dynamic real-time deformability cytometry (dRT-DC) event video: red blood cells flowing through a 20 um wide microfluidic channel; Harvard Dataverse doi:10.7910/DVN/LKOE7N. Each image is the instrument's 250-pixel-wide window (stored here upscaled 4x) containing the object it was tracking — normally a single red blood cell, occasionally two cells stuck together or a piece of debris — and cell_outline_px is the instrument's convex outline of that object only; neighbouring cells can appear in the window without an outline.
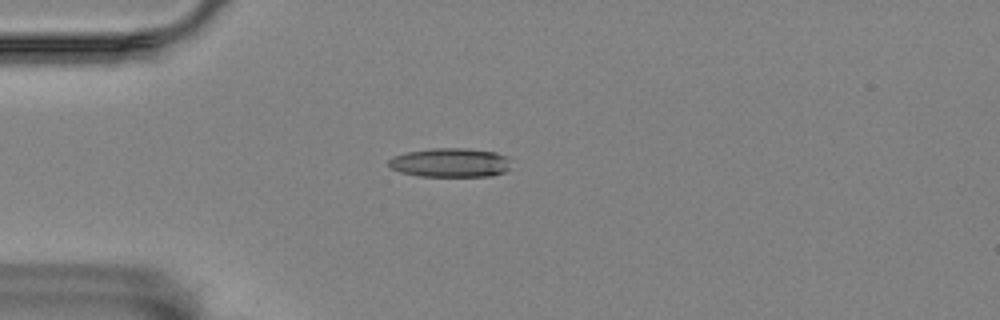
{"species": "Egyptian fruit bat (a non-hibernating species)", "species_latin": "Rousettus aegyptiacus", "temperature_condition": "room temperature", "stored_images_in_passage": 5, "camera_frame_rate_fps": 3000, "um_per_image_px": 0.085, "animal": {"sex": "female"}, "frame": {"image": 1, "passage_image": 5, "time_ms": 5.0, "image_size_px": [1000, 320], "cell_outline_px": [[508, 168], [504, 172], [492, 176], [420, 176], [400, 172], [392, 168], [388, 164], [388, 160], [392, 156], [408, 152], [432, 148], [468, 148], [496, 152], [508, 156]], "centroid_in_image_um": [38.27, 13.82], "position_along_channel_um": 46.7, "area_um2": 20.75}}